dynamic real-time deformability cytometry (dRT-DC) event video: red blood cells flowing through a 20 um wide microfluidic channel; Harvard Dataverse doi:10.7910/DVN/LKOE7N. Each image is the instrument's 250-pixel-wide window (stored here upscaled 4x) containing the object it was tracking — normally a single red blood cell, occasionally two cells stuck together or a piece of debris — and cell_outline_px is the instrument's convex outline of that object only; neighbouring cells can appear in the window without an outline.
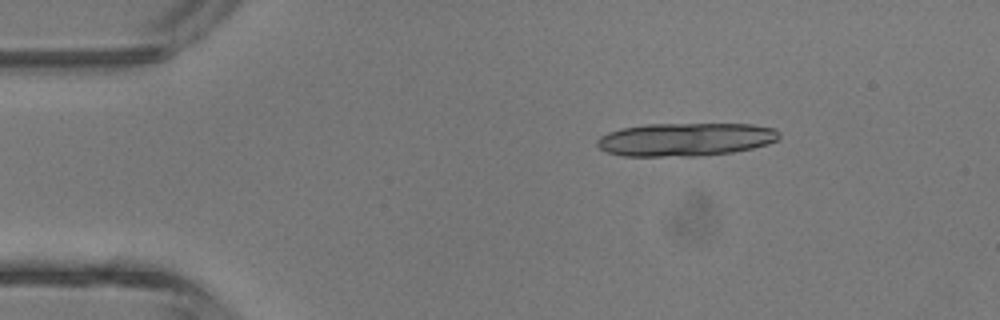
{"species": "common noctule bat (a hibernating species)", "species_latin": "Nyctalus noctula", "temperature_condition": "room temperature", "stored_images_in_passage": 6, "camera_frame_rate_fps": 3000, "um_per_image_px": 0.085, "animal": {"sex": "male", "body_mass_g": 13.3}, "frame": {"image": 1, "passage_image": 3, "time_ms": 2.0, "image_size_px": [1000, 320], "cell_outline_px": [[780, 136], [776, 140], [768, 144], [752, 148], [732, 152], [700, 156], [620, 156], [608, 152], [600, 148], [596, 144], [596, 140], [600, 136], [608, 132], [620, 128], [648, 124], [752, 124], [776, 128], [780, 132]], "centroid_in_image_um": [58.27, 11.85], "position_along_channel_um": 26.7, "area_um2": 35.49}}
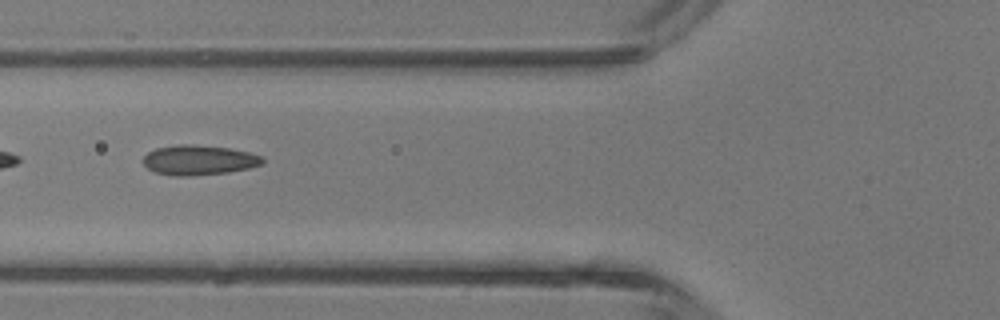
{"frame": {"image": 2, "passage_image": 5, "time_ms": 5.333, "image_size_px": [1000, 320], "cell_outline_px": [[264, 164], [248, 168], [228, 172], [188, 176], [176, 176], [156, 172], [148, 168], [144, 164], [144, 156], [148, 152], [156, 148], [180, 144], [192, 144], [228, 148], [248, 152], [260, 156], [264, 160]], "centroid_in_image_um": [16.9, 13.6], "position_along_channel_um": 108.9, "area_um2": 20.58}}
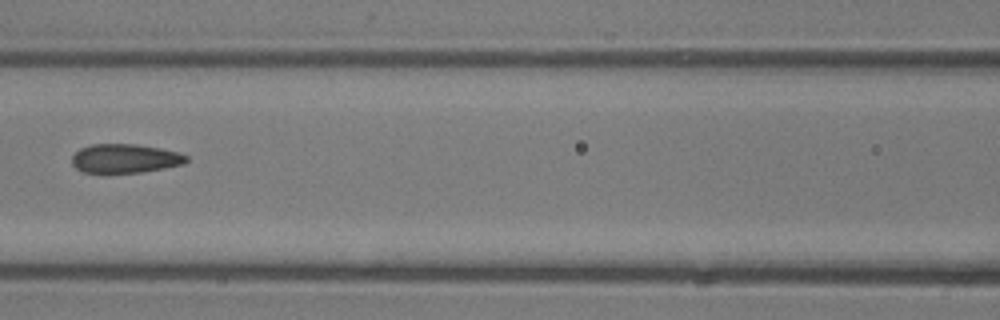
{"frame": {"image": 3, "passage_image": 6, "time_ms": 6.333, "image_size_px": [1000, 320], "cell_outline_px": [[188, 160], [184, 164], [164, 168], [140, 172], [104, 176], [84, 172], [76, 168], [72, 164], [72, 156], [80, 148], [92, 144], [136, 144], [160, 148], [180, 152], [188, 156]], "centroid_in_image_um": [10.6, 13.51], "position_along_channel_um": 156.0, "area_um2": 20.06}}